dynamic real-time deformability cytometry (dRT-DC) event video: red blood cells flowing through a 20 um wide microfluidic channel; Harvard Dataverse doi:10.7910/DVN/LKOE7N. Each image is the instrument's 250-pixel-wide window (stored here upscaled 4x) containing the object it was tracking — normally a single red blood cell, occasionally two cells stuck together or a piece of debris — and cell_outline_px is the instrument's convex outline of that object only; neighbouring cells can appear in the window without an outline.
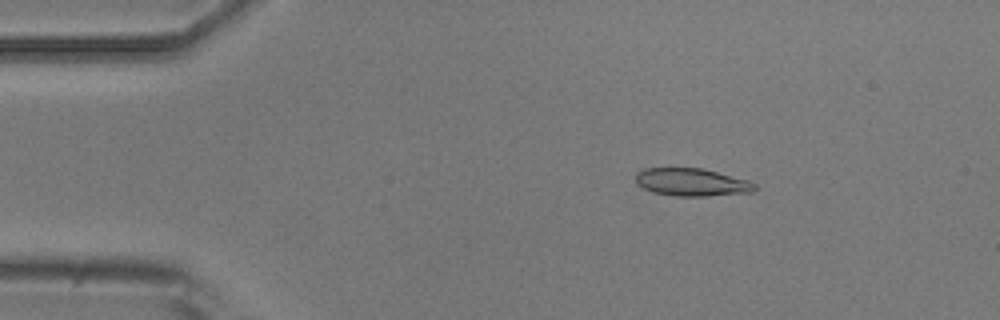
{"species": "common noctule bat (a hibernating species)", "species_latin": "Nyctalus noctula", "temperature_condition": "room temperature", "stored_images_in_passage": 4, "camera_frame_rate_fps": 3000, "um_per_image_px": 0.085, "animal": {"sex": "male", "body_mass_g": 20.5, "forearm_length_mm": 52.5}, "frame": {"image": 1, "passage_image": 2, "time_ms": 1.333, "image_size_px": [1000, 320], "cell_outline_px": [[756, 188], [752, 192], [708, 196], [676, 196], [652, 192], [636, 184], [636, 172], [644, 168], [704, 168], [748, 180], [756, 184]], "centroid_in_image_um": [58.79, 15.48], "position_along_channel_um": 26.2, "area_um2": 19.36}}
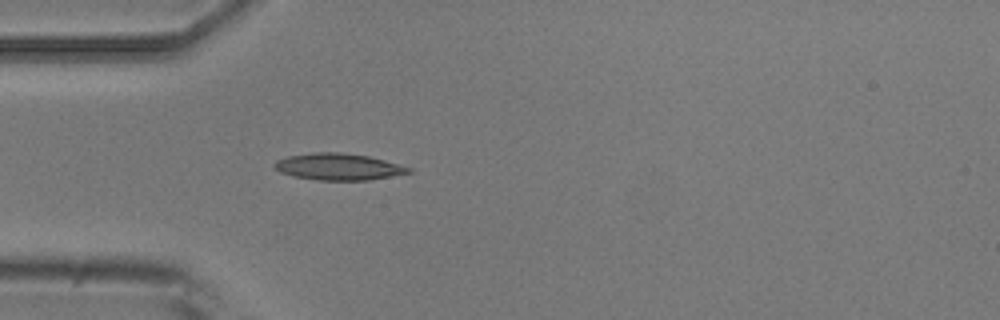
{"frame": {"image": 2, "passage_image": 4, "time_ms": 3.667, "image_size_px": [1000, 320], "cell_outline_px": [[412, 172], [392, 176], [368, 180], [320, 180], [292, 176], [280, 172], [272, 164], [276, 160], [288, 156], [312, 152], [344, 152], [368, 156], [384, 160], [412, 168]], "centroid_in_image_um": [28.75, 14.16], "position_along_channel_um": 56.2, "area_um2": 20.87}}